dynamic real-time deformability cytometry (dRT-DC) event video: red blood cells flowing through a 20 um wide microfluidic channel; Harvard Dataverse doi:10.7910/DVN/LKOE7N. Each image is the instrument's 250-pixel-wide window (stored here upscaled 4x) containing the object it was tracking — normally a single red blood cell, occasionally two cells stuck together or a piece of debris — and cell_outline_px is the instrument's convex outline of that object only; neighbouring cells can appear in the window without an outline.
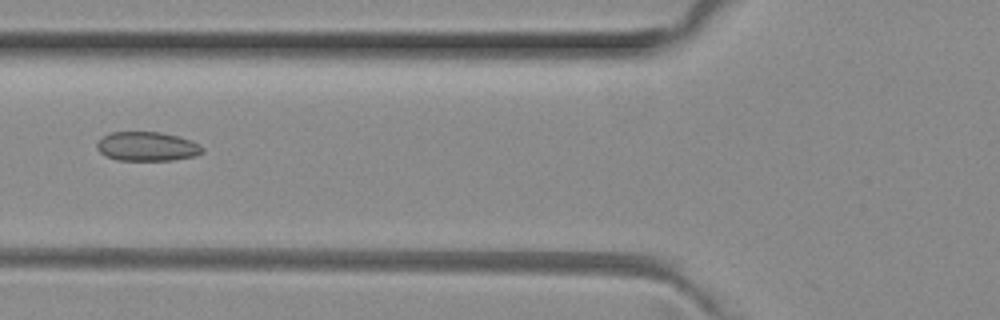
{"species": "common noctule bat (a hibernating species)", "species_latin": "Nyctalus noctula", "temperature_condition": "room temperature", "stored_images_in_passage": 3, "camera_frame_rate_fps": 3000, "um_per_image_px": 0.085, "animal": {"sex": "female", "body_mass_g": 29.2, "forearm_length_mm": 56.3}, "frame": {"image": 1, "passage_image": 3, "time_ms": 0.667, "image_size_px": [1000, 320], "cell_outline_px": [[204, 152], [196, 156], [172, 160], [116, 160], [104, 156], [96, 148], [96, 144], [104, 136], [112, 132], [160, 132], [176, 136], [200, 144], [204, 148]], "centroid_in_image_um": [12.5, 12.46], "position_along_channel_um": 113.3, "area_um2": 17.92}}